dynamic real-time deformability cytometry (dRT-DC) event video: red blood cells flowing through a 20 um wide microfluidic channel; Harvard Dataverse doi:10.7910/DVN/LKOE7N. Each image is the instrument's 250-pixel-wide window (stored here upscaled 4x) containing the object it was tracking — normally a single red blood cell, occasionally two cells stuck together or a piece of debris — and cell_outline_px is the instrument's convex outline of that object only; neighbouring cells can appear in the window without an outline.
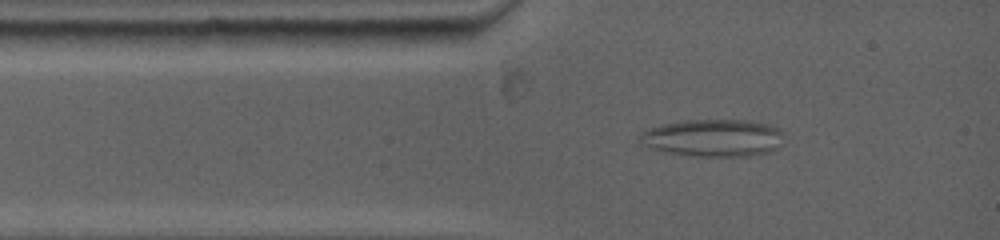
{"species": "common noctule bat (a hibernating species)", "species_latin": "Nyctalus noctula", "temperature_condition": "warm", "stored_images_in_passage": 68, "camera_frame_rate_fps": 5000, "um_per_image_px": 0.085, "animal": {"sex": "female", "body_mass_g": 19.0, "forearm_length_mm": 53.3}, "frame": {"image": 1, "passage_image": 7, "time_ms": 1.2, "image_size_px": [1000, 240], "cell_outline_px": [[780, 132], [764, 148], [744, 152], [680, 152], [664, 148], [640, 136], [648, 128], [660, 124], [680, 120], [752, 120], [776, 124], [780, 128]], "centroid_in_image_um": [60.57, 11.52], "position_along_channel_um": 24.4, "area_um2": 26.7}}
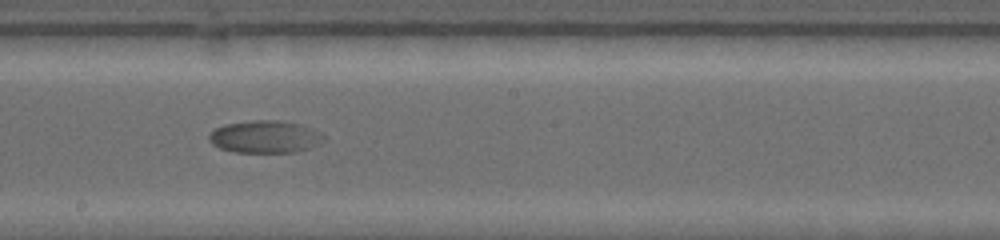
{"frame": {"image": 2, "passage_image": 32, "time_ms": 7.0, "image_size_px": [1000, 240], "cell_outline_px": [[324, 136], [304, 148], [292, 152], [240, 152], [220, 148], [208, 136], [216, 128], [224, 124], [252, 120], [284, 120], [300, 124], [312, 128], [320, 132]], "centroid_in_image_um": [22.48, 11.59], "position_along_channel_um": 225.7, "area_um2": 20.87}}
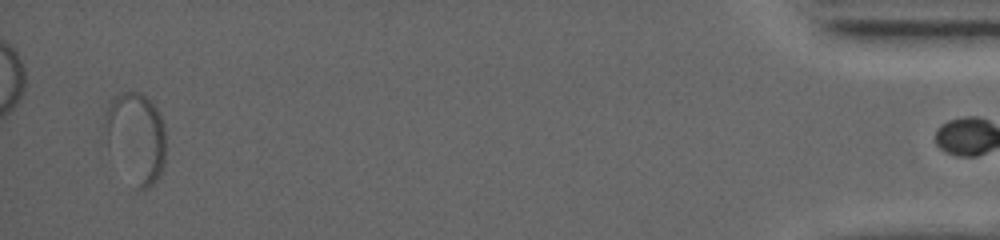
{"frame": {"image": 3, "passage_image": 67, "time_ms": 16.0, "image_size_px": [1000, 240], "cell_outline_px": [[164, 164], [156, 180], [148, 188], [136, 188], [108, 148], [100, 132], [108, 104], [116, 96], [124, 92], [140, 92], [152, 100], [160, 112], [164, 124]], "centroid_in_image_um": [11.51, 11.63], "position_along_channel_um": 423.7, "area_um2": 32.43}}